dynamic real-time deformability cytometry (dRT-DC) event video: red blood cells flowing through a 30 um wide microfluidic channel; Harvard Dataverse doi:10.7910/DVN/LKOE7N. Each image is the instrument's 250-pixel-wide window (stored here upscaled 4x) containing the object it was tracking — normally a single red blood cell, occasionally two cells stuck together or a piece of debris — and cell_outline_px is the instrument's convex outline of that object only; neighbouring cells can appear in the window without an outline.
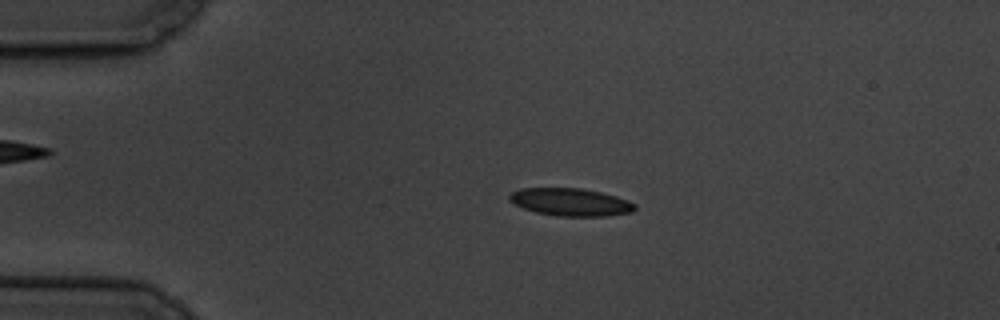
{"species": "common noctule bat (a hibernating species)", "species_latin": "Nyctalus noctula", "temperature_condition": "cold", "stored_images_in_passage": 5, "camera_frame_rate_fps": 3000, "um_per_image_px": 0.085, "animal": {"sex": "male", "body_mass_g": 19.5, "forearm_length_mm": 54.6}, "frame": {"image": 1, "passage_image": 3, "time_ms": 3.0, "image_size_px": [1000, 320], "cell_outline_px": [[636, 208], [632, 212], [608, 216], [556, 216], [536, 212], [524, 208], [508, 200], [508, 196], [512, 192], [520, 188], [580, 188], [600, 192], [616, 196], [628, 200], [636, 204]], "centroid_in_image_um": [48.51, 17.18], "position_along_channel_um": 36.5, "area_um2": 20.23}}
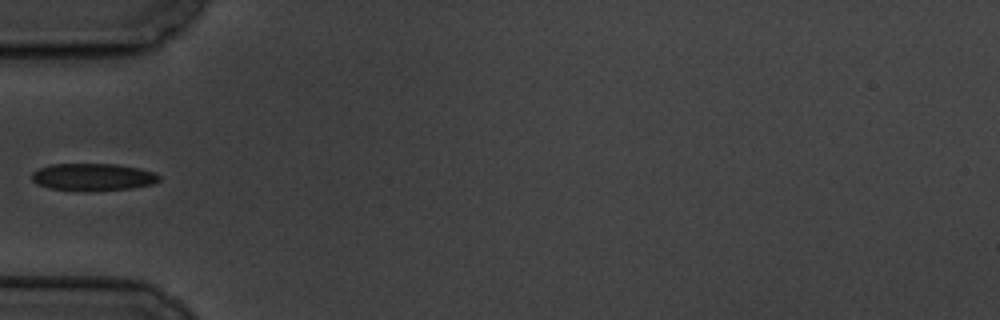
{"frame": {"image": 2, "passage_image": 5, "time_ms": 5.333, "image_size_px": [1000, 320], "cell_outline_px": [[160, 180], [152, 184], [132, 188], [92, 192], [84, 192], [48, 188], [36, 184], [32, 180], [32, 172], [40, 168], [52, 164], [116, 164], [140, 168], [156, 172], [160, 176]], "centroid_in_image_um": [7.91, 15.06], "position_along_channel_um": 77.1, "area_um2": 20.69}}